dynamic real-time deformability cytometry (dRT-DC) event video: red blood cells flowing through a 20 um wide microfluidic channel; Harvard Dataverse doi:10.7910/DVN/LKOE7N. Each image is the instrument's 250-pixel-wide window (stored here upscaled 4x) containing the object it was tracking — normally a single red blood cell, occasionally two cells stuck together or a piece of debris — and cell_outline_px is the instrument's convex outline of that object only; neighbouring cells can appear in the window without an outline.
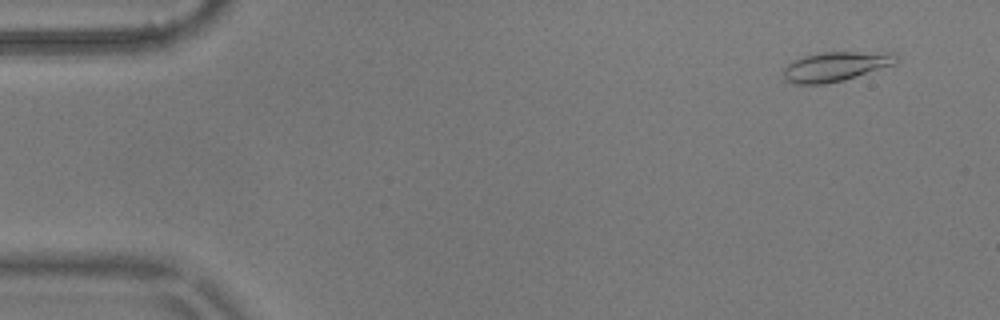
{"species": "common noctule bat (a hibernating species)", "species_latin": "Nyctalus noctula", "temperature_condition": "warm", "stored_images_in_passage": 4, "camera_frame_rate_fps": 3000, "um_per_image_px": 0.085, "animal": {"sex": "male", "body_mass_g": 17.9}, "frame": {"image": 1, "passage_image": 2, "time_ms": 0.333, "image_size_px": [1000, 320], "cell_outline_px": [[900, 60], [896, 64], [844, 80], [824, 84], [796, 84], [784, 80], [784, 68], [792, 60], [804, 56], [820, 52], [896, 52], [900, 56]], "centroid_in_image_um": [71.09, 5.64], "position_along_channel_um": 13.9, "area_um2": 19.71}}